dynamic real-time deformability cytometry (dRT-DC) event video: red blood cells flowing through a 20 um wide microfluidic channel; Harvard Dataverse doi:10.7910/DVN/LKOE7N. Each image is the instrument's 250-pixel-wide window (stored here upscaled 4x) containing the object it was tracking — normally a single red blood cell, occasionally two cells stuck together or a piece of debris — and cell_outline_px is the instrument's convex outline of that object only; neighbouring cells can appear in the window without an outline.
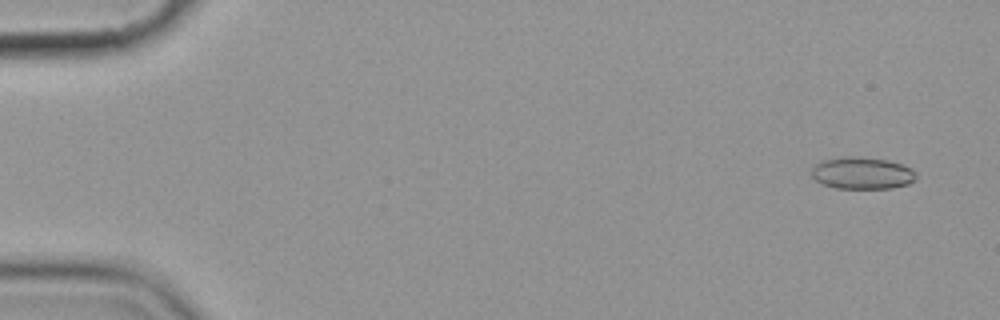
{"species": "common noctule bat (a hibernating species)", "species_latin": "Nyctalus noctula", "temperature_condition": "cold", "stored_images_in_passage": 3, "camera_frame_rate_fps": 3000, "um_per_image_px": 0.085, "animal": {"sex": "female", "body_mass_g": 19.9}, "frame": {"image": 1, "passage_image": 1, "time_ms": 0.0, "image_size_px": [1000, 320], "cell_outline_px": [[916, 180], [908, 184], [892, 188], [836, 188], [824, 184], [816, 180], [812, 176], [812, 168], [820, 160], [840, 156], [860, 156], [888, 160], [912, 168], [916, 176]], "centroid_in_image_um": [73.28, 14.69], "position_along_channel_um": 11.7, "area_um2": 19.65}}